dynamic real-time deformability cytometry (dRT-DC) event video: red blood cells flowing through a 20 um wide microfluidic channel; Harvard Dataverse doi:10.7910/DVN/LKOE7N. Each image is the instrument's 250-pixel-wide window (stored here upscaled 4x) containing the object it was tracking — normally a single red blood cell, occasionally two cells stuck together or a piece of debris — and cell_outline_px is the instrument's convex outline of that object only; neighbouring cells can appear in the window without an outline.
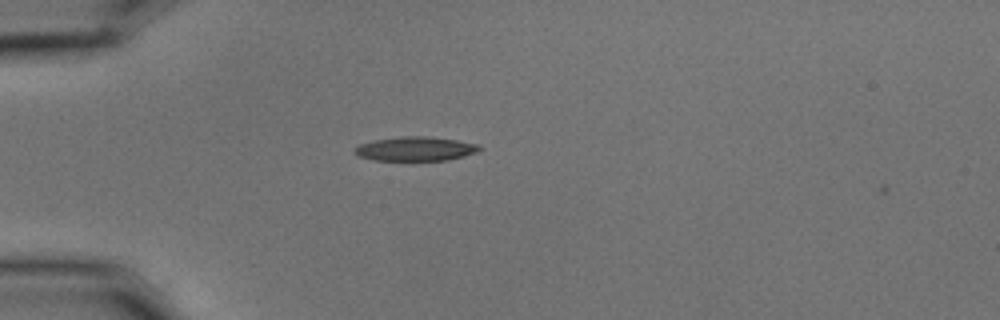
{"species": "common noctule bat (a hibernating species)", "species_latin": "Nyctalus noctula", "temperature_condition": "cold", "stored_images_in_passage": 2, "camera_frame_rate_fps": 3000, "um_per_image_px": 0.085, "animal": {"sex": "male", "body_mass_g": 15.6}, "frame": {"image": 1, "passage_image": 1, "time_ms": 0.0, "image_size_px": [1000, 320], "cell_outline_px": [[480, 148], [476, 152], [464, 156], [448, 160], [372, 160], [356, 156], [352, 152], [352, 148], [360, 144], [372, 140], [400, 136], [424, 136], [456, 140], [480, 144]], "centroid_in_image_um": [35.23, 12.65], "position_along_channel_um": 49.8, "area_um2": 17.74}}